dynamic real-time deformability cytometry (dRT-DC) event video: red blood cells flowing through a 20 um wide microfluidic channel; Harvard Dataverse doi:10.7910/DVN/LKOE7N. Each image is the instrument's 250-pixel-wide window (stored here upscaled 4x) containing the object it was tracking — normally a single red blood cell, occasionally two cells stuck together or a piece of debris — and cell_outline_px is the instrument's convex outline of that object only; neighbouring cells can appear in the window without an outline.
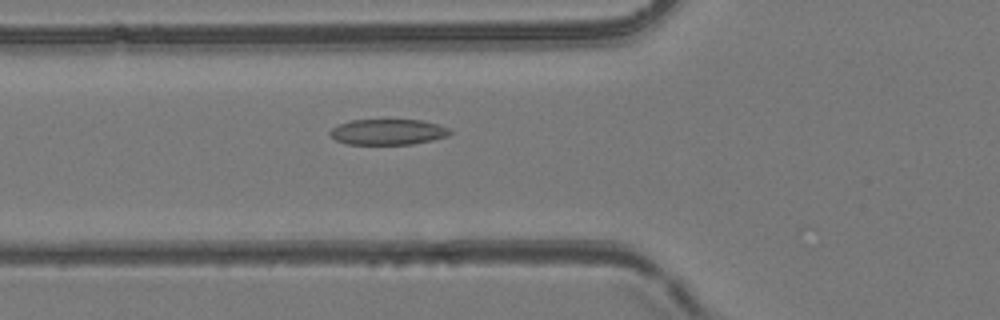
{"species": "common noctule bat (a hibernating species)", "species_latin": "Nyctalus noctula", "temperature_condition": "room temperature", "stored_images_in_passage": 30, "camera_frame_rate_fps": 3000, "um_per_image_px": 0.085, "animal": {"sex": "female", "body_mass_g": 24.6, "forearm_length_mm": 56.2}, "frame": {"image": 1, "passage_image": 20, "time_ms": 6.333, "image_size_px": [1000, 320], "cell_outline_px": [[452, 132], [448, 136], [432, 140], [412, 144], [348, 144], [336, 140], [328, 132], [332, 128], [340, 124], [352, 120], [420, 120], [436, 124], [448, 128]], "centroid_in_image_um": [32.97, 11.22], "position_along_channel_um": 92.8, "area_um2": 17.74}}
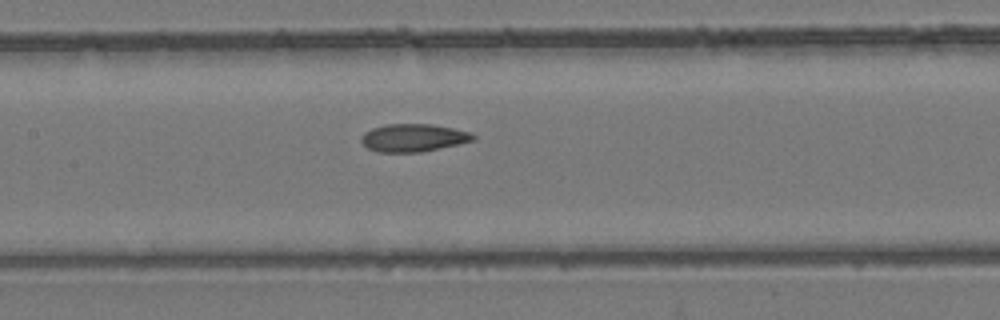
{"frame": {"image": 2, "passage_image": 26, "time_ms": 8.333, "image_size_px": [1000, 320], "cell_outline_px": [[476, 140], [440, 148], [420, 152], [376, 152], [368, 148], [360, 140], [364, 132], [372, 128], [384, 124], [432, 124], [452, 128], [468, 132], [476, 136]], "centroid_in_image_um": [35.12, 11.71], "position_along_channel_um": 172.3, "area_um2": 18.09}}
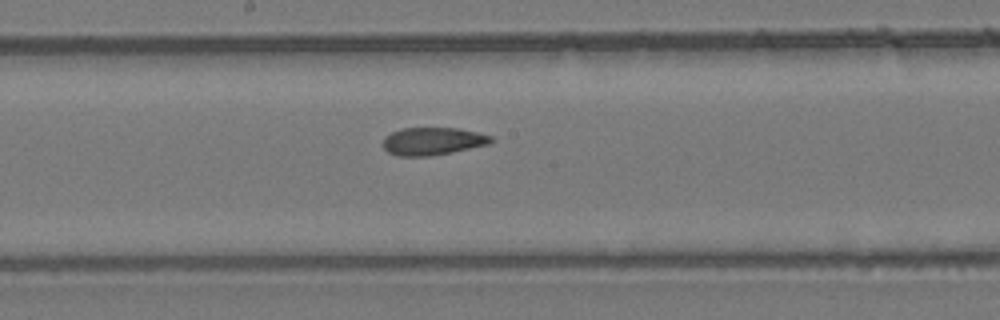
{"frame": {"image": 3, "passage_image": 29, "time_ms": 9.333, "image_size_px": [1000, 320], "cell_outline_px": [[496, 140], [488, 144], [452, 152], [428, 156], [396, 156], [388, 152], [384, 148], [384, 136], [400, 128], [460, 128], [492, 136]], "centroid_in_image_um": [36.78, 12.0], "position_along_channel_um": 211.4, "area_um2": 17.46}}